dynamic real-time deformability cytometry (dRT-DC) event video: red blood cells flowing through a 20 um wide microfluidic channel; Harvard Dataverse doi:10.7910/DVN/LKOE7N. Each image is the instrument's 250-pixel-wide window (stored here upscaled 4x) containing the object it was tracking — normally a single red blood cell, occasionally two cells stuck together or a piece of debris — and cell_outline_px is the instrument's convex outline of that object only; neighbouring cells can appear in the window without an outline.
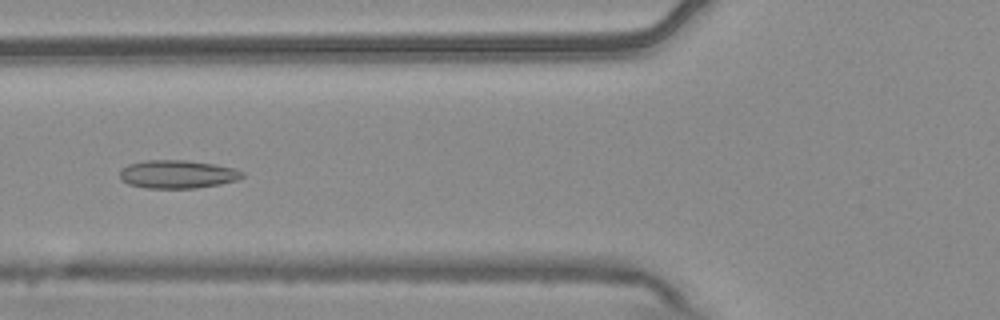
{"species": "common noctule bat (a hibernating species)", "species_latin": "Nyctalus noctula", "temperature_condition": "warm", "stored_images_in_passage": 4, "camera_frame_rate_fps": 3000, "um_per_image_px": 0.085, "animal": {"sex": "male", "body_mass_g": 20.4}, "frame": {"image": 1, "passage_image": 4, "time_ms": 1.0, "image_size_px": [1000, 320], "cell_outline_px": [[244, 176], [236, 180], [220, 184], [196, 188], [148, 188], [128, 184], [120, 180], [120, 168], [128, 164], [144, 160], [184, 160], [212, 164], [232, 168], [244, 172]], "centroid_in_image_um": [15.03, 14.81], "position_along_channel_um": 110.8, "area_um2": 20.11}}